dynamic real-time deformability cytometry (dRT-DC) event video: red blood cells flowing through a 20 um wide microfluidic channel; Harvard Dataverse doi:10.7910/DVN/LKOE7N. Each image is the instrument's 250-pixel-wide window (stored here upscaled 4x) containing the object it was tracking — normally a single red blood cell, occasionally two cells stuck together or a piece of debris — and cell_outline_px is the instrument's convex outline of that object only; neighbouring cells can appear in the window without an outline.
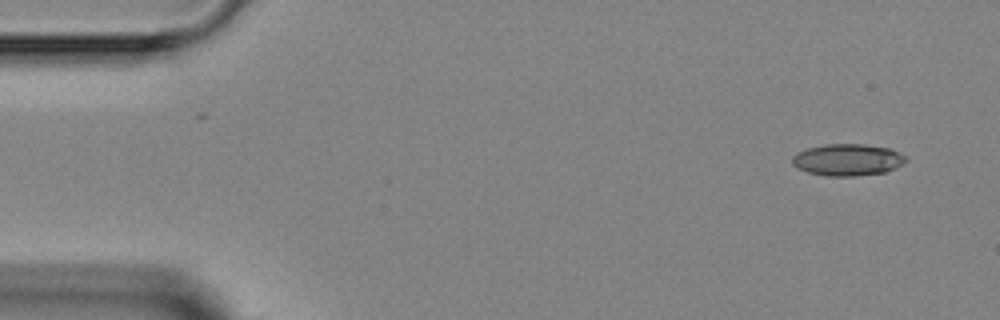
{"species": "Egyptian fruit bat (a non-hibernating species)", "species_latin": "Rousettus aegyptiacus", "temperature_condition": "room temperature", "stored_images_in_passage": 4, "camera_frame_rate_fps": 3000, "um_per_image_px": 0.085, "animal": {"sex": "female"}, "frame": {"image": 1, "passage_image": 1, "time_ms": 0.0, "image_size_px": [1000, 320], "cell_outline_px": [[908, 160], [904, 164], [896, 168], [884, 172], [856, 176], [828, 176], [808, 172], [796, 168], [792, 164], [792, 156], [796, 152], [808, 148], [824, 144], [864, 144], [892, 148], [904, 156]], "centroid_in_image_um": [72.05, 13.58], "position_along_channel_um": 13.0, "area_um2": 21.27}}
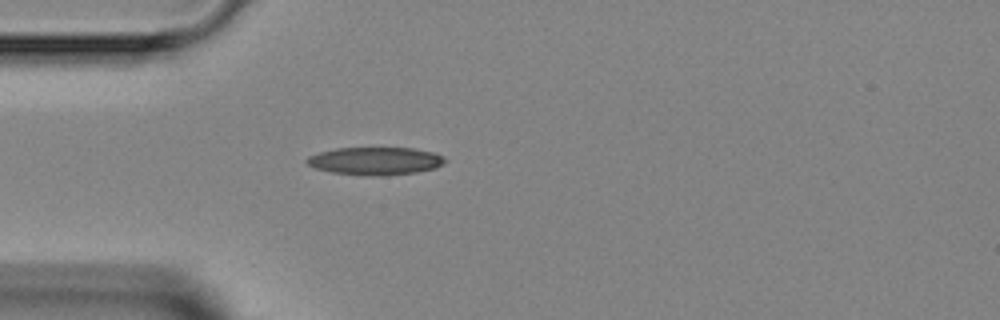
{"frame": {"image": 2, "passage_image": 4, "time_ms": 3.333, "image_size_px": [1000, 320], "cell_outline_px": [[448, 160], [444, 164], [436, 168], [416, 172], [388, 176], [372, 176], [332, 172], [316, 168], [308, 164], [304, 160], [308, 156], [320, 152], [336, 148], [412, 148], [432, 152], [444, 156]], "centroid_in_image_um": [31.94, 13.69], "position_along_channel_um": 53.1, "area_um2": 22.48}}